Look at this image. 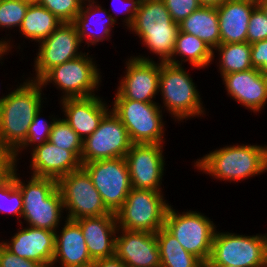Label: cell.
<instances>
[{"label":"cell","mask_w":267,"mask_h":267,"mask_svg":"<svg viewBox=\"0 0 267 267\" xmlns=\"http://www.w3.org/2000/svg\"><path fill=\"white\" fill-rule=\"evenodd\" d=\"M62 117L83 141L93 134L111 107L97 95L84 98H67L59 101Z\"/></svg>","instance_id":"20"},{"label":"cell","mask_w":267,"mask_h":267,"mask_svg":"<svg viewBox=\"0 0 267 267\" xmlns=\"http://www.w3.org/2000/svg\"><path fill=\"white\" fill-rule=\"evenodd\" d=\"M205 267H240L235 265H205Z\"/></svg>","instance_id":"47"},{"label":"cell","mask_w":267,"mask_h":267,"mask_svg":"<svg viewBox=\"0 0 267 267\" xmlns=\"http://www.w3.org/2000/svg\"><path fill=\"white\" fill-rule=\"evenodd\" d=\"M81 228L88 253L93 261L115 255L117 221L115 214L75 220Z\"/></svg>","instance_id":"24"},{"label":"cell","mask_w":267,"mask_h":267,"mask_svg":"<svg viewBox=\"0 0 267 267\" xmlns=\"http://www.w3.org/2000/svg\"><path fill=\"white\" fill-rule=\"evenodd\" d=\"M66 219L77 220L111 213L105 206L100 193L93 185L87 171L81 167L58 180Z\"/></svg>","instance_id":"11"},{"label":"cell","mask_w":267,"mask_h":267,"mask_svg":"<svg viewBox=\"0 0 267 267\" xmlns=\"http://www.w3.org/2000/svg\"><path fill=\"white\" fill-rule=\"evenodd\" d=\"M7 94H3V96H0V103L6 98Z\"/></svg>","instance_id":"49"},{"label":"cell","mask_w":267,"mask_h":267,"mask_svg":"<svg viewBox=\"0 0 267 267\" xmlns=\"http://www.w3.org/2000/svg\"><path fill=\"white\" fill-rule=\"evenodd\" d=\"M159 92L164 104H159L161 109L164 113L167 111L178 124L206 115L201 94L184 65L160 62Z\"/></svg>","instance_id":"5"},{"label":"cell","mask_w":267,"mask_h":267,"mask_svg":"<svg viewBox=\"0 0 267 267\" xmlns=\"http://www.w3.org/2000/svg\"><path fill=\"white\" fill-rule=\"evenodd\" d=\"M98 190L106 208L116 213L132 189L125 157L82 164Z\"/></svg>","instance_id":"12"},{"label":"cell","mask_w":267,"mask_h":267,"mask_svg":"<svg viewBox=\"0 0 267 267\" xmlns=\"http://www.w3.org/2000/svg\"><path fill=\"white\" fill-rule=\"evenodd\" d=\"M194 167L215 180L230 183L248 180L267 172V145H224L197 158Z\"/></svg>","instance_id":"1"},{"label":"cell","mask_w":267,"mask_h":267,"mask_svg":"<svg viewBox=\"0 0 267 267\" xmlns=\"http://www.w3.org/2000/svg\"><path fill=\"white\" fill-rule=\"evenodd\" d=\"M17 171L18 167L14 170V181L23 197L21 219L26 226L55 232L64 221L62 219H66L58 181L33 175L24 180Z\"/></svg>","instance_id":"3"},{"label":"cell","mask_w":267,"mask_h":267,"mask_svg":"<svg viewBox=\"0 0 267 267\" xmlns=\"http://www.w3.org/2000/svg\"><path fill=\"white\" fill-rule=\"evenodd\" d=\"M62 22L48 9L31 3L19 27V33L25 39L39 43L48 38Z\"/></svg>","instance_id":"28"},{"label":"cell","mask_w":267,"mask_h":267,"mask_svg":"<svg viewBox=\"0 0 267 267\" xmlns=\"http://www.w3.org/2000/svg\"><path fill=\"white\" fill-rule=\"evenodd\" d=\"M98 2V0H84L79 14L73 21L81 43L85 42L87 48L104 40H111V32L117 24L110 10L107 11Z\"/></svg>","instance_id":"23"},{"label":"cell","mask_w":267,"mask_h":267,"mask_svg":"<svg viewBox=\"0 0 267 267\" xmlns=\"http://www.w3.org/2000/svg\"><path fill=\"white\" fill-rule=\"evenodd\" d=\"M228 97L257 115L267 104V76L257 68L222 75Z\"/></svg>","instance_id":"19"},{"label":"cell","mask_w":267,"mask_h":267,"mask_svg":"<svg viewBox=\"0 0 267 267\" xmlns=\"http://www.w3.org/2000/svg\"><path fill=\"white\" fill-rule=\"evenodd\" d=\"M227 0H198L201 6L218 7Z\"/></svg>","instance_id":"44"},{"label":"cell","mask_w":267,"mask_h":267,"mask_svg":"<svg viewBox=\"0 0 267 267\" xmlns=\"http://www.w3.org/2000/svg\"><path fill=\"white\" fill-rule=\"evenodd\" d=\"M23 197L21 190L17 187L13 176L3 183V203L1 214H13L17 216V222L22 223ZM20 218V219H19Z\"/></svg>","instance_id":"35"},{"label":"cell","mask_w":267,"mask_h":267,"mask_svg":"<svg viewBox=\"0 0 267 267\" xmlns=\"http://www.w3.org/2000/svg\"><path fill=\"white\" fill-rule=\"evenodd\" d=\"M9 34H6V37L0 38V46L3 47L4 53L8 55L10 52H12V48L16 47L11 41V36L7 38ZM14 46V47H13Z\"/></svg>","instance_id":"43"},{"label":"cell","mask_w":267,"mask_h":267,"mask_svg":"<svg viewBox=\"0 0 267 267\" xmlns=\"http://www.w3.org/2000/svg\"><path fill=\"white\" fill-rule=\"evenodd\" d=\"M41 112L43 113L42 108L35 114V117L31 125L29 126L27 138L25 139L24 143L14 152L15 159L18 164V160H21V157L19 158V156H22L21 153L23 151L25 153V150L26 152H28L31 149L29 151L30 153L37 146H40L43 143L49 141V136L53 125L59 118V116L50 115L48 122L46 119H43Z\"/></svg>","instance_id":"31"},{"label":"cell","mask_w":267,"mask_h":267,"mask_svg":"<svg viewBox=\"0 0 267 267\" xmlns=\"http://www.w3.org/2000/svg\"><path fill=\"white\" fill-rule=\"evenodd\" d=\"M251 61L253 68L267 76V39L251 44Z\"/></svg>","instance_id":"40"},{"label":"cell","mask_w":267,"mask_h":267,"mask_svg":"<svg viewBox=\"0 0 267 267\" xmlns=\"http://www.w3.org/2000/svg\"><path fill=\"white\" fill-rule=\"evenodd\" d=\"M165 198L163 192L132 188L115 213L118 228L156 233L170 205Z\"/></svg>","instance_id":"10"},{"label":"cell","mask_w":267,"mask_h":267,"mask_svg":"<svg viewBox=\"0 0 267 267\" xmlns=\"http://www.w3.org/2000/svg\"><path fill=\"white\" fill-rule=\"evenodd\" d=\"M84 0H37L36 3L51 11L62 23H73Z\"/></svg>","instance_id":"34"},{"label":"cell","mask_w":267,"mask_h":267,"mask_svg":"<svg viewBox=\"0 0 267 267\" xmlns=\"http://www.w3.org/2000/svg\"><path fill=\"white\" fill-rule=\"evenodd\" d=\"M17 166L14 152L0 144V183L8 181Z\"/></svg>","instance_id":"39"},{"label":"cell","mask_w":267,"mask_h":267,"mask_svg":"<svg viewBox=\"0 0 267 267\" xmlns=\"http://www.w3.org/2000/svg\"><path fill=\"white\" fill-rule=\"evenodd\" d=\"M124 64L126 69L118 81L117 92L124 99L158 103L155 99L159 95L160 62L140 54L130 56Z\"/></svg>","instance_id":"15"},{"label":"cell","mask_w":267,"mask_h":267,"mask_svg":"<svg viewBox=\"0 0 267 267\" xmlns=\"http://www.w3.org/2000/svg\"><path fill=\"white\" fill-rule=\"evenodd\" d=\"M142 45L158 62H168L175 47L179 24L171 18L163 0H141L131 26Z\"/></svg>","instance_id":"4"},{"label":"cell","mask_w":267,"mask_h":267,"mask_svg":"<svg viewBox=\"0 0 267 267\" xmlns=\"http://www.w3.org/2000/svg\"><path fill=\"white\" fill-rule=\"evenodd\" d=\"M257 5L263 10L267 16V0H257Z\"/></svg>","instance_id":"45"},{"label":"cell","mask_w":267,"mask_h":267,"mask_svg":"<svg viewBox=\"0 0 267 267\" xmlns=\"http://www.w3.org/2000/svg\"><path fill=\"white\" fill-rule=\"evenodd\" d=\"M30 4L23 0H0V28L18 30Z\"/></svg>","instance_id":"33"},{"label":"cell","mask_w":267,"mask_h":267,"mask_svg":"<svg viewBox=\"0 0 267 267\" xmlns=\"http://www.w3.org/2000/svg\"><path fill=\"white\" fill-rule=\"evenodd\" d=\"M164 144H132L125 155L131 186L163 192L161 187L166 168Z\"/></svg>","instance_id":"16"},{"label":"cell","mask_w":267,"mask_h":267,"mask_svg":"<svg viewBox=\"0 0 267 267\" xmlns=\"http://www.w3.org/2000/svg\"><path fill=\"white\" fill-rule=\"evenodd\" d=\"M111 105V111L127 129L132 144H165L166 121L159 103L124 99L116 91Z\"/></svg>","instance_id":"6"},{"label":"cell","mask_w":267,"mask_h":267,"mask_svg":"<svg viewBox=\"0 0 267 267\" xmlns=\"http://www.w3.org/2000/svg\"><path fill=\"white\" fill-rule=\"evenodd\" d=\"M218 52V53H217ZM217 53V67L220 77L232 72H241L252 69L251 44L243 43H225L220 44L213 50V61Z\"/></svg>","instance_id":"30"},{"label":"cell","mask_w":267,"mask_h":267,"mask_svg":"<svg viewBox=\"0 0 267 267\" xmlns=\"http://www.w3.org/2000/svg\"><path fill=\"white\" fill-rule=\"evenodd\" d=\"M92 267H127L116 255L104 259L95 260Z\"/></svg>","instance_id":"42"},{"label":"cell","mask_w":267,"mask_h":267,"mask_svg":"<svg viewBox=\"0 0 267 267\" xmlns=\"http://www.w3.org/2000/svg\"><path fill=\"white\" fill-rule=\"evenodd\" d=\"M41 83L26 78L0 103V144L15 152L27 138L35 114L45 102Z\"/></svg>","instance_id":"2"},{"label":"cell","mask_w":267,"mask_h":267,"mask_svg":"<svg viewBox=\"0 0 267 267\" xmlns=\"http://www.w3.org/2000/svg\"><path fill=\"white\" fill-rule=\"evenodd\" d=\"M115 255L127 267H160L156 233L117 229Z\"/></svg>","instance_id":"17"},{"label":"cell","mask_w":267,"mask_h":267,"mask_svg":"<svg viewBox=\"0 0 267 267\" xmlns=\"http://www.w3.org/2000/svg\"><path fill=\"white\" fill-rule=\"evenodd\" d=\"M266 255L267 233L243 235L216 230L206 265L266 267Z\"/></svg>","instance_id":"8"},{"label":"cell","mask_w":267,"mask_h":267,"mask_svg":"<svg viewBox=\"0 0 267 267\" xmlns=\"http://www.w3.org/2000/svg\"><path fill=\"white\" fill-rule=\"evenodd\" d=\"M267 39V16L263 10L257 6L250 16L247 42L252 44L256 41Z\"/></svg>","instance_id":"36"},{"label":"cell","mask_w":267,"mask_h":267,"mask_svg":"<svg viewBox=\"0 0 267 267\" xmlns=\"http://www.w3.org/2000/svg\"><path fill=\"white\" fill-rule=\"evenodd\" d=\"M23 1H26V2H29V3H36L37 0H23Z\"/></svg>","instance_id":"50"},{"label":"cell","mask_w":267,"mask_h":267,"mask_svg":"<svg viewBox=\"0 0 267 267\" xmlns=\"http://www.w3.org/2000/svg\"><path fill=\"white\" fill-rule=\"evenodd\" d=\"M212 61L213 50L201 39L192 34L178 31L169 63L183 65L185 62H189L192 68L200 70L208 68L213 63Z\"/></svg>","instance_id":"27"},{"label":"cell","mask_w":267,"mask_h":267,"mask_svg":"<svg viewBox=\"0 0 267 267\" xmlns=\"http://www.w3.org/2000/svg\"><path fill=\"white\" fill-rule=\"evenodd\" d=\"M6 54L4 53V50H3V47L2 46H0V63H1V65H3V63L4 62H2V58H4V56H5Z\"/></svg>","instance_id":"48"},{"label":"cell","mask_w":267,"mask_h":267,"mask_svg":"<svg viewBox=\"0 0 267 267\" xmlns=\"http://www.w3.org/2000/svg\"><path fill=\"white\" fill-rule=\"evenodd\" d=\"M29 165L33 176L59 180L82 167L81 160L72 152L47 141L31 151Z\"/></svg>","instance_id":"22"},{"label":"cell","mask_w":267,"mask_h":267,"mask_svg":"<svg viewBox=\"0 0 267 267\" xmlns=\"http://www.w3.org/2000/svg\"><path fill=\"white\" fill-rule=\"evenodd\" d=\"M64 220L62 230L58 228L55 231V252L51 267H92L94 261L88 253L80 225L75 220Z\"/></svg>","instance_id":"21"},{"label":"cell","mask_w":267,"mask_h":267,"mask_svg":"<svg viewBox=\"0 0 267 267\" xmlns=\"http://www.w3.org/2000/svg\"><path fill=\"white\" fill-rule=\"evenodd\" d=\"M179 31L198 37L214 50L221 44L217 7L200 6L179 23Z\"/></svg>","instance_id":"26"},{"label":"cell","mask_w":267,"mask_h":267,"mask_svg":"<svg viewBox=\"0 0 267 267\" xmlns=\"http://www.w3.org/2000/svg\"><path fill=\"white\" fill-rule=\"evenodd\" d=\"M23 223L18 224L21 226L11 239L0 240V243L21 258L51 267L55 252V232L32 226L23 227Z\"/></svg>","instance_id":"18"},{"label":"cell","mask_w":267,"mask_h":267,"mask_svg":"<svg viewBox=\"0 0 267 267\" xmlns=\"http://www.w3.org/2000/svg\"><path fill=\"white\" fill-rule=\"evenodd\" d=\"M156 240L160 254V267H205L197 257L187 252L164 226L156 232Z\"/></svg>","instance_id":"29"},{"label":"cell","mask_w":267,"mask_h":267,"mask_svg":"<svg viewBox=\"0 0 267 267\" xmlns=\"http://www.w3.org/2000/svg\"><path fill=\"white\" fill-rule=\"evenodd\" d=\"M172 206L170 204L167 209L164 227L187 252L206 265L211 255L216 224L204 213L193 210L178 212Z\"/></svg>","instance_id":"9"},{"label":"cell","mask_w":267,"mask_h":267,"mask_svg":"<svg viewBox=\"0 0 267 267\" xmlns=\"http://www.w3.org/2000/svg\"><path fill=\"white\" fill-rule=\"evenodd\" d=\"M0 267H44L41 263L21 258L0 243Z\"/></svg>","instance_id":"41"},{"label":"cell","mask_w":267,"mask_h":267,"mask_svg":"<svg viewBox=\"0 0 267 267\" xmlns=\"http://www.w3.org/2000/svg\"><path fill=\"white\" fill-rule=\"evenodd\" d=\"M81 40L73 23H61L46 39L39 42L34 57V71L31 80H40L51 68L73 60L83 53ZM35 72V73H34Z\"/></svg>","instance_id":"14"},{"label":"cell","mask_w":267,"mask_h":267,"mask_svg":"<svg viewBox=\"0 0 267 267\" xmlns=\"http://www.w3.org/2000/svg\"><path fill=\"white\" fill-rule=\"evenodd\" d=\"M89 52L76 59L51 68L40 80L42 88L51 83L62 93L60 101L67 98H84L96 95L102 82L101 71Z\"/></svg>","instance_id":"7"},{"label":"cell","mask_w":267,"mask_h":267,"mask_svg":"<svg viewBox=\"0 0 267 267\" xmlns=\"http://www.w3.org/2000/svg\"><path fill=\"white\" fill-rule=\"evenodd\" d=\"M2 203H3V183H0V213L2 209Z\"/></svg>","instance_id":"46"},{"label":"cell","mask_w":267,"mask_h":267,"mask_svg":"<svg viewBox=\"0 0 267 267\" xmlns=\"http://www.w3.org/2000/svg\"><path fill=\"white\" fill-rule=\"evenodd\" d=\"M257 0H227L217 7L221 44L247 42V31Z\"/></svg>","instance_id":"25"},{"label":"cell","mask_w":267,"mask_h":267,"mask_svg":"<svg viewBox=\"0 0 267 267\" xmlns=\"http://www.w3.org/2000/svg\"><path fill=\"white\" fill-rule=\"evenodd\" d=\"M171 18L179 24L201 5L198 0H163Z\"/></svg>","instance_id":"37"},{"label":"cell","mask_w":267,"mask_h":267,"mask_svg":"<svg viewBox=\"0 0 267 267\" xmlns=\"http://www.w3.org/2000/svg\"><path fill=\"white\" fill-rule=\"evenodd\" d=\"M132 142L127 129L110 110L97 130L82 142L81 163L125 157Z\"/></svg>","instance_id":"13"},{"label":"cell","mask_w":267,"mask_h":267,"mask_svg":"<svg viewBox=\"0 0 267 267\" xmlns=\"http://www.w3.org/2000/svg\"><path fill=\"white\" fill-rule=\"evenodd\" d=\"M49 142L59 148L72 151L79 159L82 153V140L70 125L59 117L53 125Z\"/></svg>","instance_id":"32"},{"label":"cell","mask_w":267,"mask_h":267,"mask_svg":"<svg viewBox=\"0 0 267 267\" xmlns=\"http://www.w3.org/2000/svg\"><path fill=\"white\" fill-rule=\"evenodd\" d=\"M115 2L116 0H112L111 5H110V7L111 6L113 7V8H110V10L112 9L113 14L115 13V15L114 16L112 15V17L118 23L117 15L125 14V16L123 17L124 20L122 19L121 22H123L124 26L127 27L126 29H128L134 20L135 14L137 13L141 0H117V2H120L123 4V5L120 4V6L122 5L121 7H118L119 4L118 6L116 5L119 9L114 7L115 5L113 4Z\"/></svg>","instance_id":"38"}]
</instances>
